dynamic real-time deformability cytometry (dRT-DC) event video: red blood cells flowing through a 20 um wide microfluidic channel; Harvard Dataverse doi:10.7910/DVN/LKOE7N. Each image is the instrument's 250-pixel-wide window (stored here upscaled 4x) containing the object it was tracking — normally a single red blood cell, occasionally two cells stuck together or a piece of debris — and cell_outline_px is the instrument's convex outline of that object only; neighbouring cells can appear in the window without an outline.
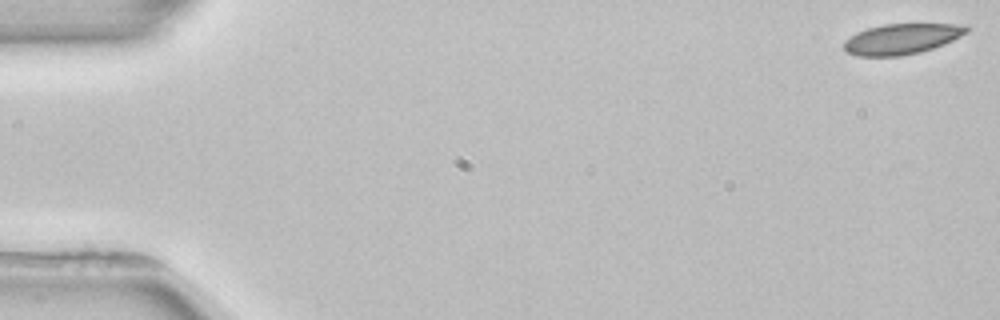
{"species": "common noctule bat (a hibernating species)", "species_latin": "Nyctalus noctula", "temperature_condition": "room temperature", "stored_images_in_passage": 2, "camera_frame_rate_fps": 3000, "um_per_image_px": 0.085, "animal": {"sex": "female", "body_mass_g": 22.7, "forearm_length_mm": 54.2}, "frame": {"image": 1, "passage_image": 1, "time_ms": 0.0, "image_size_px": [1000, 320], "cell_outline_px": [[968, 32], [952, 40], [932, 48], [920, 52], [900, 56], [856, 56], [848, 52], [844, 48], [844, 40], [856, 32], [868, 28], [884, 24], [952, 24], [968, 28]], "centroid_in_image_um": [76.58, 3.31], "position_along_channel_um": 8.4, "area_um2": 21.5}}